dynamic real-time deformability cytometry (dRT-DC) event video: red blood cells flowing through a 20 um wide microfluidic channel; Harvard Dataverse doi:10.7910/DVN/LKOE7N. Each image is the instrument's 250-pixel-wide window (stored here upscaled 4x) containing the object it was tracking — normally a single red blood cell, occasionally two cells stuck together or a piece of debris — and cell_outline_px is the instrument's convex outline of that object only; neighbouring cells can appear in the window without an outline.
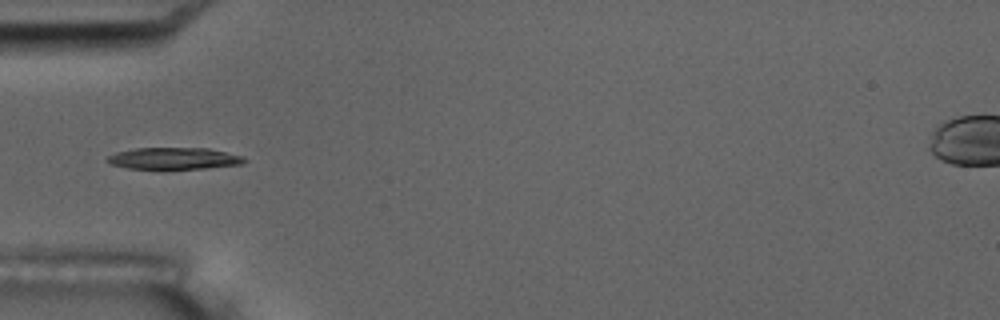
{"species": "common noctule bat (a hibernating species)", "species_latin": "Nyctalus noctula", "temperature_condition": "room temperature", "stored_images_in_passage": 17, "camera_frame_rate_fps": 3000, "um_per_image_px": 0.085, "animal": {"sex": "male", "body_mass_g": 17.5, "forearm_length_mm": 52.3}, "frame": {"image": 1, "passage_image": 6, "time_ms": 5.667, "image_size_px": [1000, 320], "cell_outline_px": [[248, 160], [244, 164], [204, 168], [160, 172], [128, 168], [112, 164], [104, 160], [108, 156], [116, 152], [136, 148], [208, 148], [240, 156]], "centroid_in_image_um": [14.72, 13.51], "position_along_channel_um": 70.3, "area_um2": 18.15}, "authors_computed_cell_mechanics": {"area_um2": 17.9758, "velocity_mm_per_s": 3.4885, "shape_relaxation_time_tau1_ms": 4.2662, "shape_relaxation_time_tau2_ms": null, "deformation_change_tau1": 0.1299, "deformation_change_tau2": null}}